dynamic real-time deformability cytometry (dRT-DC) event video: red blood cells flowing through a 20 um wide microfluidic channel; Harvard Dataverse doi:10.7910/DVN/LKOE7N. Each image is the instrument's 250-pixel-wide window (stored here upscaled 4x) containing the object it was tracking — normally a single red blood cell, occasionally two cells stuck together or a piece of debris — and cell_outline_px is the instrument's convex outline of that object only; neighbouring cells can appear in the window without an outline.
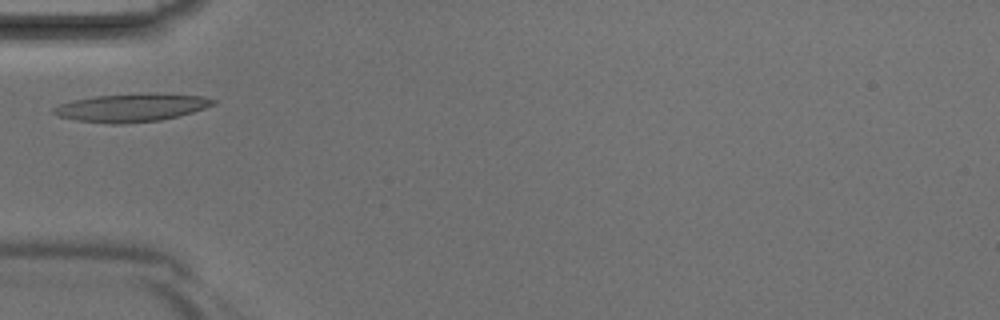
{"species": "Egyptian fruit bat (a non-hibernating species)", "species_latin": "Rousettus aegyptiacus", "temperature_condition": "room temperature", "stored_images_in_passage": 2, "camera_frame_rate_fps": 3000, "um_per_image_px": 0.085, "animal": {"sex": "male"}, "frame": {"image": 1, "passage_image": 2, "time_ms": 0.333, "image_size_px": [1000, 320], "cell_outline_px": [[216, 104], [192, 112], [160, 120], [120, 124], [112, 124], [76, 120], [60, 116], [52, 112], [52, 108], [60, 104], [92, 96], [200, 96], [216, 100]], "centroid_in_image_um": [11.09, 9.2], "position_along_channel_um": 73.9, "area_um2": 24.45}}